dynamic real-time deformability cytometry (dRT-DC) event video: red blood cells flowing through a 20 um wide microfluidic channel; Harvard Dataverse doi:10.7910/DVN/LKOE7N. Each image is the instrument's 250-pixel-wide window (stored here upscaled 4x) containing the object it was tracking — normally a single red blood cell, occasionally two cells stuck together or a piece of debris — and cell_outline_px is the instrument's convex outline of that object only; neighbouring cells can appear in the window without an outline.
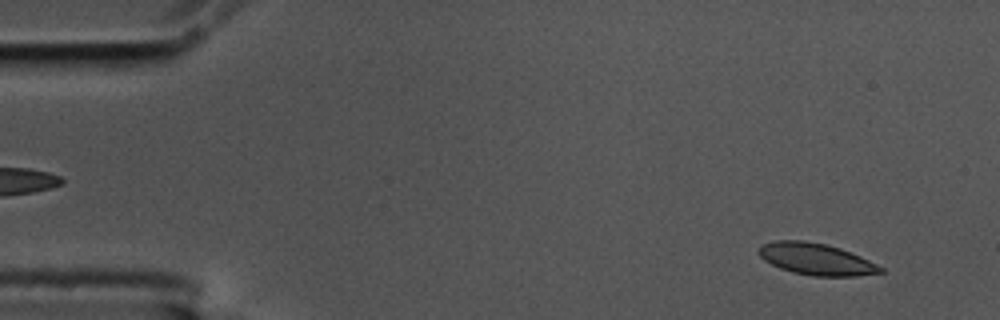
{"species": "common noctule bat (a hibernating species)", "species_latin": "Nyctalus noctula", "temperature_condition": "cold", "stored_images_in_passage": 57, "camera_frame_rate_fps": 3000, "um_per_image_px": 0.085, "animal": {"sex": "male", "body_mass_g": 17.5, "forearm_length_mm": 52.3}, "frame": {"image": 1, "passage_image": 4, "time_ms": 1.0, "image_size_px": [1000, 320], "cell_outline_px": [[884, 272], [856, 276], [812, 276], [792, 272], [780, 268], [764, 260], [756, 252], [764, 244], [776, 240], [804, 240], [824, 244], [840, 248], [860, 256], [884, 268]], "centroid_in_image_um": [69.37, 22.03], "position_along_channel_um": 15.6, "area_um2": 22.37}}
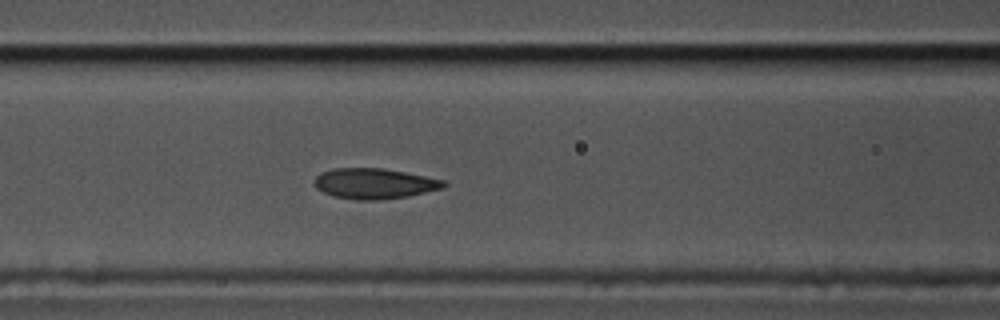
{"frame": {"image": 2, "passage_image": 23, "time_ms": 7.333, "image_size_px": [1000, 320], "cell_outline_px": [[448, 184], [444, 188], [408, 196], [376, 200], [360, 200], [332, 196], [316, 188], [312, 180], [320, 172], [332, 168], [384, 168], [444, 180]], "centroid_in_image_um": [31.79, 15.59], "position_along_channel_um": 134.8, "area_um2": 23.06}}
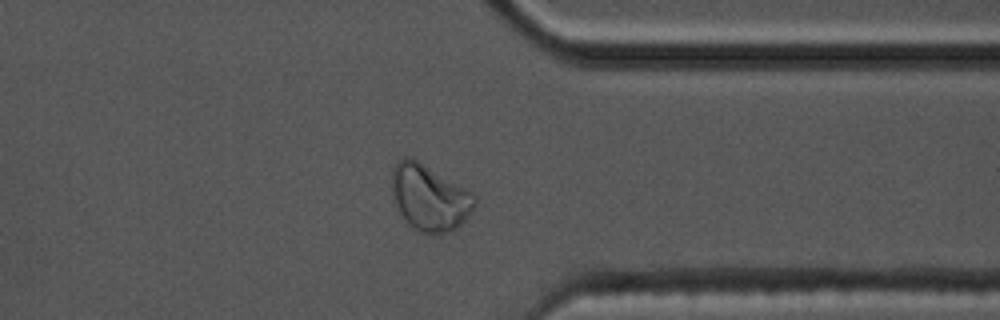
{"frame": {"image": 3, "passage_image": 44, "time_ms": 14.333, "image_size_px": [1000, 320], "cell_outline_px": [[476, 204], [464, 220], [456, 228], [448, 232], [420, 232], [412, 228], [404, 220], [396, 204], [392, 192], [392, 168], [404, 156], [416, 160], [468, 188], [476, 196]], "centroid_in_image_um": [36.51, 16.79], "position_along_channel_um": 374.9, "area_um2": 31.56}, "authors_computed_cell_mechanics": {"area_um2": 23.1778, "velocity_mm_per_s": 3.4958, "shape_relaxation_time_tau1_ms": 8.1095, "shape_relaxation_time_tau2_ms": 1.7097, "deformation_change_tau1": 0.1762, "deformation_change_tau2": 0.0539}}